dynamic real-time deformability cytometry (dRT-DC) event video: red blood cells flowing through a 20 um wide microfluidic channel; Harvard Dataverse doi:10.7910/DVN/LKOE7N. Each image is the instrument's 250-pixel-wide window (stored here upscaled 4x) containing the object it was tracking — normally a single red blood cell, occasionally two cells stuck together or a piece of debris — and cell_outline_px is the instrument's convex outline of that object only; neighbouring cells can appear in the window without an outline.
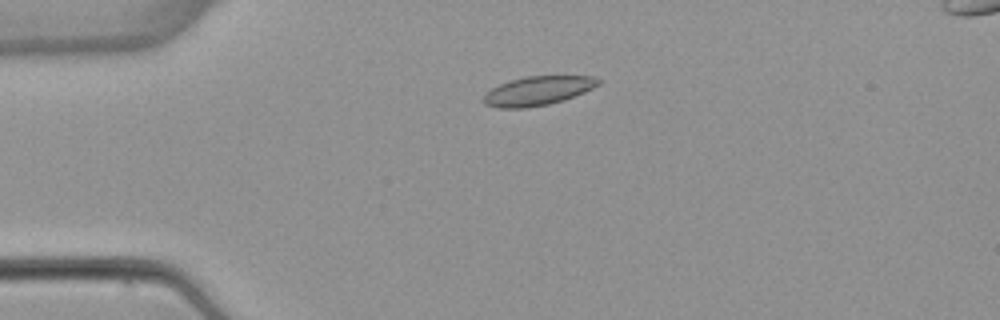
{"species": "common noctule bat (a hibernating species)", "species_latin": "Nyctalus noctula", "temperature_condition": "warm", "stored_images_in_passage": 6, "camera_frame_rate_fps": 3000, "um_per_image_px": 0.085, "animal": {"sex": "female", "body_mass_g": 22.7, "forearm_length_mm": 54.2}, "frame": {"image": 1, "passage_image": 3, "time_ms": 3.333, "image_size_px": [1000, 320], "cell_outline_px": [[600, 84], [584, 92], [564, 100], [548, 104], [528, 108], [496, 108], [484, 104], [480, 100], [492, 88], [500, 84], [524, 76], [592, 76], [600, 80]], "centroid_in_image_um": [45.69, 7.73], "position_along_channel_um": 39.3, "area_um2": 19.42}}
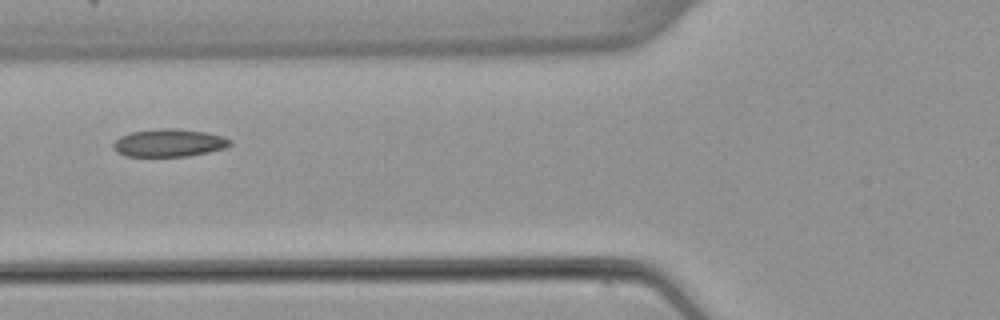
{"frame": {"image": 2, "passage_image": 5, "time_ms": 6.0, "image_size_px": [1000, 320], "cell_outline_px": [[232, 144], [228, 148], [188, 156], [124, 156], [116, 152], [112, 148], [112, 144], [120, 136], [132, 132], [164, 128], [172, 128], [204, 132], [220, 136], [232, 140]], "centroid_in_image_um": [14.36, 12.16], "position_along_channel_um": 111.4, "area_um2": 18.84}}
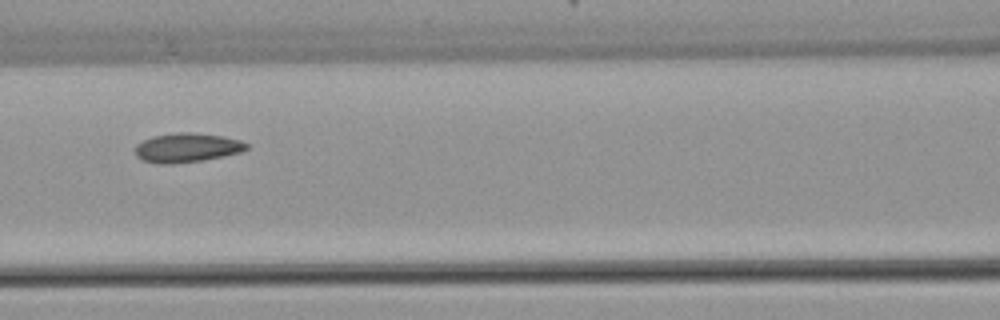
{"frame": {"image": 3, "passage_image": 6, "time_ms": 7.0, "image_size_px": [1000, 320], "cell_outline_px": [[248, 148], [240, 152], [224, 156], [204, 160], [172, 164], [160, 164], [140, 160], [136, 156], [136, 144], [152, 136], [176, 132], [192, 132], [224, 136], [240, 140], [248, 144]], "centroid_in_image_um": [15.88, 12.55], "position_along_channel_um": 150.7, "area_um2": 19.13}}